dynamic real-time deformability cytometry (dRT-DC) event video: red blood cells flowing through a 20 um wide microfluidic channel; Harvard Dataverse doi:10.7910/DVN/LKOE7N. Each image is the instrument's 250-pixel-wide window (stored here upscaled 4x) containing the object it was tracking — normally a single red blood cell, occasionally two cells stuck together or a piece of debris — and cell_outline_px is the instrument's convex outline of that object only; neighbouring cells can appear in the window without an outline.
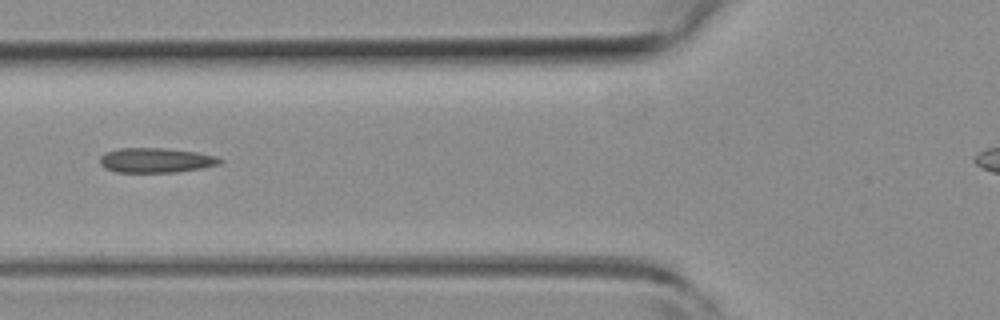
{"species": "common noctule bat (a hibernating species)", "species_latin": "Nyctalus noctula", "temperature_condition": "room temperature", "stored_images_in_passage": 4, "camera_frame_rate_fps": 3000, "um_per_image_px": 0.085, "animal": {"sex": "female", "body_mass_g": 19.3, "forearm_length_mm": 54.1}, "frame": {"image": 1, "passage_image": 4, "time_ms": 1.0, "image_size_px": [1000, 320], "cell_outline_px": [[224, 160], [220, 164], [200, 168], [176, 172], [116, 172], [104, 168], [100, 164], [100, 156], [104, 152], [120, 148], [164, 148], [196, 152], [216, 156]], "centroid_in_image_um": [13.22, 13.62], "position_along_channel_um": 112.6, "area_um2": 17.34}}